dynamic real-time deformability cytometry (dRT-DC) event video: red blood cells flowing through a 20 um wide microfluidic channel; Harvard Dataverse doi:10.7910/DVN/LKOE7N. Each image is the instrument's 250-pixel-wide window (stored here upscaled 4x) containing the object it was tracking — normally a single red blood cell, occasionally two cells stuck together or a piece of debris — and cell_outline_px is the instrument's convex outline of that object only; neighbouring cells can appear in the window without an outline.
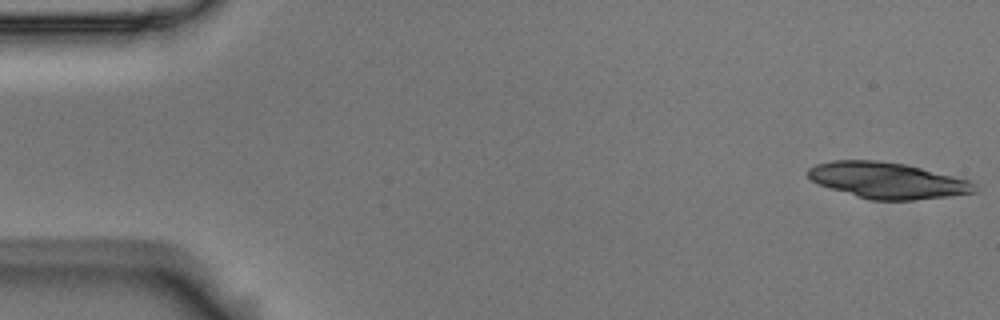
{"species": "Egyptian fruit bat (a non-hibernating species)", "species_latin": "Rousettus aegyptiacus", "temperature_condition": "room temperature", "stored_images_in_passage": 8, "camera_frame_rate_fps": 3000, "um_per_image_px": 0.085, "animal": {"sex": "male"}, "frame": {"image": 1, "passage_image": 1, "time_ms": 0.0, "image_size_px": [1000, 320], "cell_outline_px": [[976, 192], [948, 196], [912, 200], [868, 200], [820, 184], [812, 180], [808, 176], [808, 168], [816, 164], [832, 160], [876, 160], [904, 164], [968, 180], [976, 184]], "centroid_in_image_um": [75.41, 15.33], "position_along_channel_um": 9.6, "area_um2": 34.56}}